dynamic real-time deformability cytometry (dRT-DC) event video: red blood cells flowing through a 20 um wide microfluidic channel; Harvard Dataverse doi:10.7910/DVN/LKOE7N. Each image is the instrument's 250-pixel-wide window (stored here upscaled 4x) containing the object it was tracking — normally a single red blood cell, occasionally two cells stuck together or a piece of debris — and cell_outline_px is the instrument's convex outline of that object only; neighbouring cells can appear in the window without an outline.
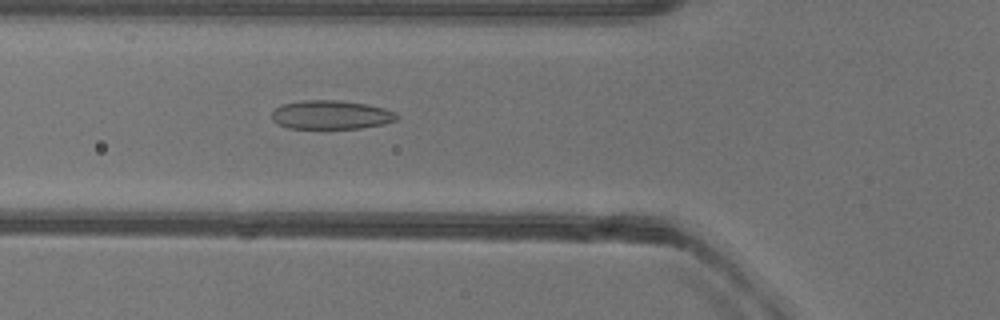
{"species": "common noctule bat (a hibernating species)", "species_latin": "Nyctalus noctula", "temperature_condition": "warm", "stored_images_in_passage": 40, "camera_frame_rate_fps": 3000, "um_per_image_px": 0.085, "animal": {"sex": "female"}, "frame": {"image": 1, "passage_image": 13, "time_ms": 4.0, "image_size_px": [1000, 320], "cell_outline_px": [[400, 116], [396, 120], [384, 124], [360, 128], [288, 128], [276, 124], [272, 120], [272, 112], [280, 104], [300, 100], [336, 100], [368, 104], [384, 108], [396, 112]], "centroid_in_image_um": [28.13, 9.75], "position_along_channel_um": 97.7, "area_um2": 21.21}}
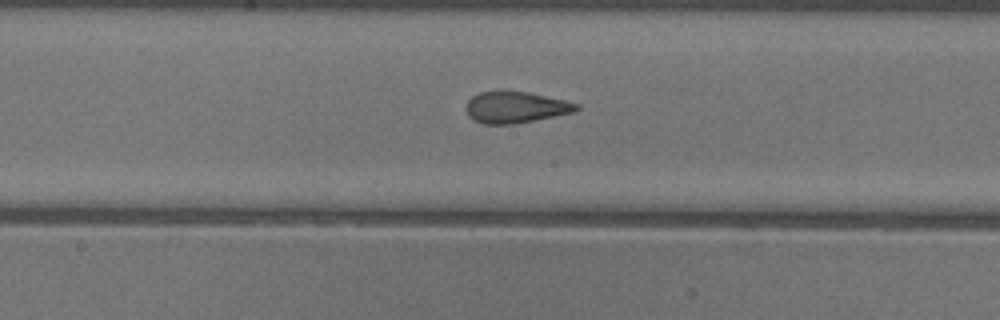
{"frame": {"image": 2, "passage_image": 21, "time_ms": 6.667, "image_size_px": [1000, 320], "cell_outline_px": [[580, 108], [576, 112], [516, 124], [484, 124], [472, 120], [468, 116], [464, 108], [468, 100], [472, 96], [480, 92], [528, 92], [564, 100], [580, 104]], "centroid_in_image_um": [43.82, 9.14], "position_along_channel_um": 204.4, "area_um2": 20.29}}
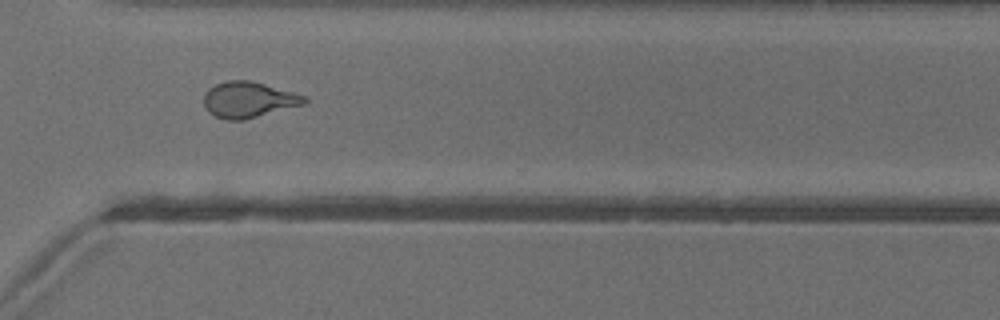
{"frame": {"image": 3, "passage_image": 32, "time_ms": 10.333, "image_size_px": [1000, 320], "cell_outline_px": [[308, 100], [304, 104], [244, 120], [228, 120], [216, 116], [208, 112], [204, 104], [204, 92], [208, 88], [224, 80], [252, 80], [308, 96]], "centroid_in_image_um": [21.13, 8.46], "position_along_channel_um": 349.5, "area_um2": 21.21}, "authors_computed_cell_mechanics": {"area_um2": 20.6635, "velocity_mm_per_s": 3.9744, "shape_relaxation_time_tau1_ms": null, "shape_relaxation_time_tau2_ms": 1.2501, "deformation_change_tau1": null, "deformation_change_tau2": 0.0826}}